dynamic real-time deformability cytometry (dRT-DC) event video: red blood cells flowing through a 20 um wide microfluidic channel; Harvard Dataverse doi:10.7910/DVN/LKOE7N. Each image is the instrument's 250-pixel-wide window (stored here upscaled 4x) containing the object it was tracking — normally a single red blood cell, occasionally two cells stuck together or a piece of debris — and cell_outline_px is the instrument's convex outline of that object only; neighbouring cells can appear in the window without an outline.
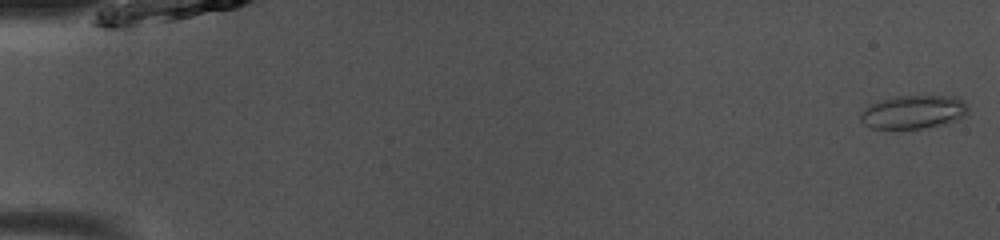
{"species": "common noctule bat (a hibernating species)", "species_latin": "Nyctalus noctula", "temperature_condition": "room temperature", "stored_images_in_passage": 49, "camera_frame_rate_fps": 3000, "um_per_image_px": 0.085, "animal": {"sex": "male", "body_mass_g": 13.0, "forearm_length_mm": 53.1}, "frame": {"image": 1, "passage_image": 1, "time_ms": 0.0, "image_size_px": [1000, 240], "cell_outline_px": [[968, 112], [964, 116], [956, 120], [944, 124], [920, 128], [872, 128], [864, 124], [860, 120], [860, 116], [872, 104], [896, 96], [952, 96], [964, 100], [968, 108]], "centroid_in_image_um": [77.7, 9.52], "position_along_channel_um": 7.3, "area_um2": 20.52}}
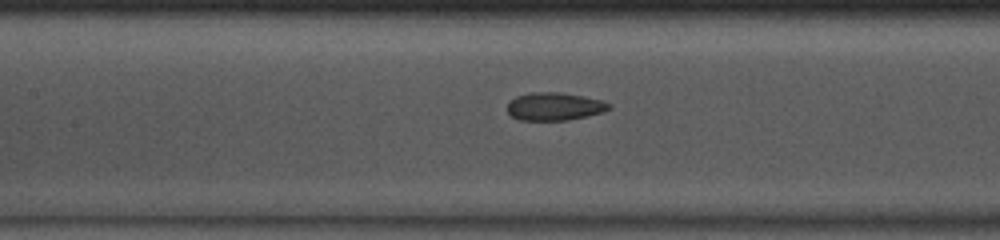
{"frame": {"image": 2, "passage_image": 23, "time_ms": 7.333, "image_size_px": [1000, 240], "cell_outline_px": [[612, 108], [600, 112], [568, 120], [520, 120], [512, 116], [508, 112], [508, 100], [516, 96], [532, 92], [560, 92], [584, 96], [604, 100], [612, 104]], "centroid_in_image_um": [47.13, 9.03], "position_along_channel_um": 160.3, "area_um2": 16.59}}
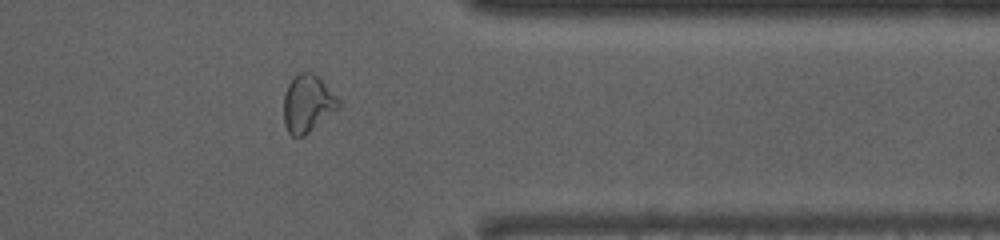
{"frame": {"image": 3, "passage_image": 40, "time_ms": 13.0, "image_size_px": [1000, 240], "cell_outline_px": [[340, 108], [304, 136], [292, 136], [288, 132], [284, 124], [284, 92], [288, 84], [300, 72], [312, 72], [340, 100]], "centroid_in_image_um": [26.14, 8.84], "position_along_channel_um": 385.3, "area_um2": 18.15}, "authors_computed_cell_mechanics": {"area_um2": 17.9758, "velocity_mm_per_s": 4.1022, "shape_relaxation_time_tau1_ms": null, "shape_relaxation_time_tau2_ms": 1.4309, "deformation_change_tau1": null, "deformation_change_tau2": 0.0651}}